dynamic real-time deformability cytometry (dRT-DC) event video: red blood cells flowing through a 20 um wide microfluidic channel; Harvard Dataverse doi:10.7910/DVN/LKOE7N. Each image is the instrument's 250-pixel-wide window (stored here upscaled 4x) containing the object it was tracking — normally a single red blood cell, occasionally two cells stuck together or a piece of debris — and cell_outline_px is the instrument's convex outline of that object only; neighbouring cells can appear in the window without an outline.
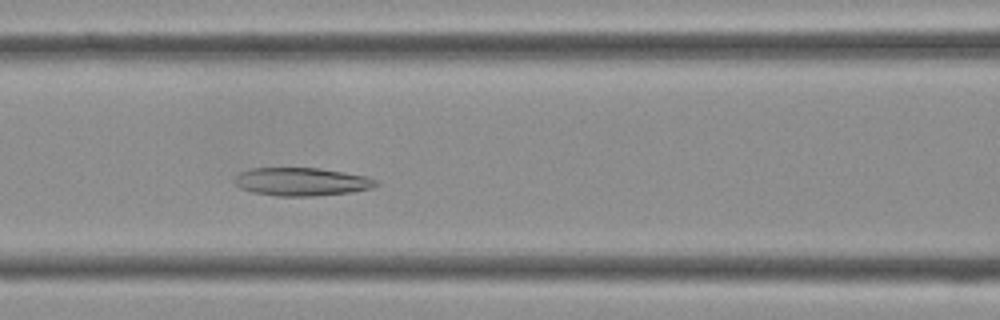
{"species": "Egyptian fruit bat (a non-hibernating species)", "species_latin": "Rousettus aegyptiacus", "temperature_condition": "cold", "stored_images_in_passage": 39, "camera_frame_rate_fps": 3000, "um_per_image_px": 0.085, "frame": {"image": 1, "passage_image": 15, "time_ms": 4.667, "image_size_px": [1000, 320], "cell_outline_px": [[380, 184], [372, 188], [352, 192], [312, 196], [276, 196], [252, 192], [240, 188], [232, 180], [240, 172], [248, 168], [320, 168], [344, 172], [364, 176], [376, 180]], "centroid_in_image_um": [25.61, 15.44], "position_along_channel_um": 141.0, "area_um2": 23.29}}
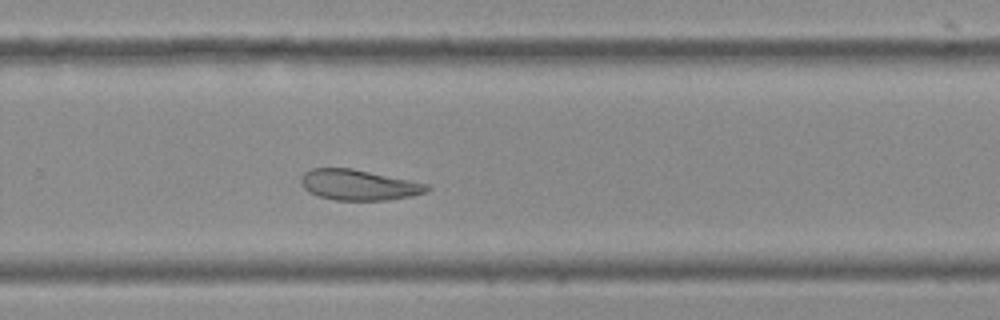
{"frame": {"image": 2, "passage_image": 25, "time_ms": 8.0, "image_size_px": [1000, 320], "cell_outline_px": [[432, 188], [424, 192], [408, 196], [388, 200], [336, 200], [320, 196], [308, 192], [304, 188], [300, 180], [300, 176], [304, 172], [312, 168], [352, 168], [428, 184]], "centroid_in_image_um": [30.45, 15.71], "position_along_channel_um": 299.4, "area_um2": 22.25}}
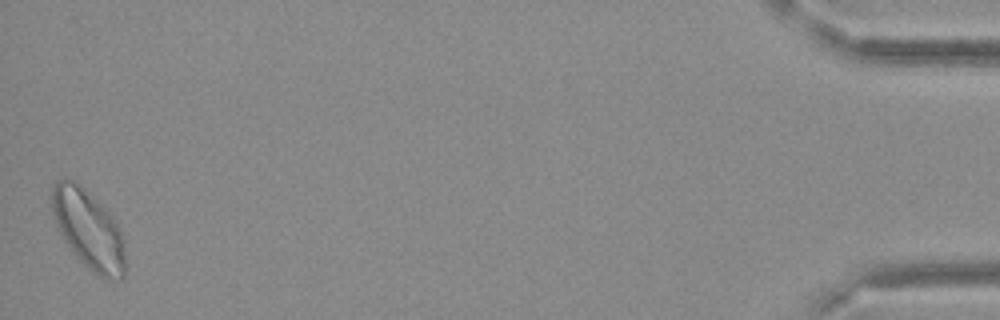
{"frame": {"image": 3, "passage_image": 39, "time_ms": 12.667, "image_size_px": [1000, 320], "cell_outline_px": [[124, 276], [120, 280], [104, 280], [96, 276], [76, 256], [64, 240], [56, 224], [52, 212], [52, 188], [56, 180], [76, 180], [112, 216], [124, 240]], "centroid_in_image_um": [7.52, 19.54], "position_along_channel_um": 427.7, "area_um2": 33.52}}